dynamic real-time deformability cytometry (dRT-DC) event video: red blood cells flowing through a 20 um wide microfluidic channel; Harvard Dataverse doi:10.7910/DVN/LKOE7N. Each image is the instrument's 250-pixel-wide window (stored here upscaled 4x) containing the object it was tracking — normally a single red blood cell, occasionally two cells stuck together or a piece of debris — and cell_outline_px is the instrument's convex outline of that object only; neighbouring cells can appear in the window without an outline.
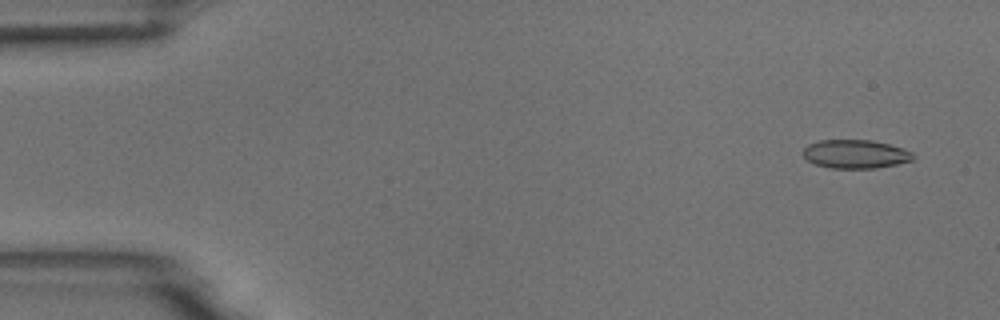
{"species": "common noctule bat (a hibernating species)", "species_latin": "Nyctalus noctula", "temperature_condition": "room temperature", "stored_images_in_passage": 10, "camera_frame_rate_fps": 3000, "um_per_image_px": 0.085, "animal": {"sex": "male", "body_mass_g": 18.8}, "frame": {"image": 1, "passage_image": 1, "time_ms": 0.0, "image_size_px": [1000, 320], "cell_outline_px": [[916, 156], [912, 160], [896, 164], [876, 168], [832, 168], [816, 164], [808, 160], [800, 152], [808, 144], [820, 140], [872, 140], [904, 148], [912, 152]], "centroid_in_image_um": [72.71, 13.09], "position_along_channel_um": 12.3, "area_um2": 18.38}}
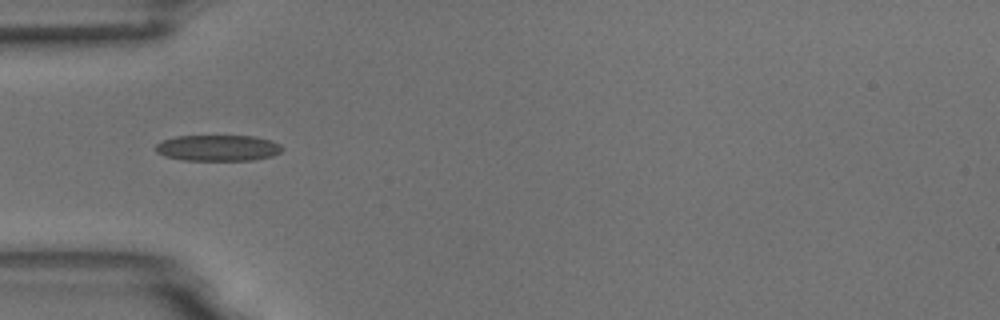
{"frame": {"image": 2, "passage_image": 5, "time_ms": 1.333, "image_size_px": [1000, 320], "cell_outline_px": [[284, 148], [280, 152], [272, 156], [252, 160], [180, 160], [164, 156], [156, 152], [156, 144], [160, 140], [176, 136], [256, 136], [272, 140], [280, 144]], "centroid_in_image_um": [18.51, 12.57], "position_along_channel_um": 66.5, "area_um2": 19.42}}
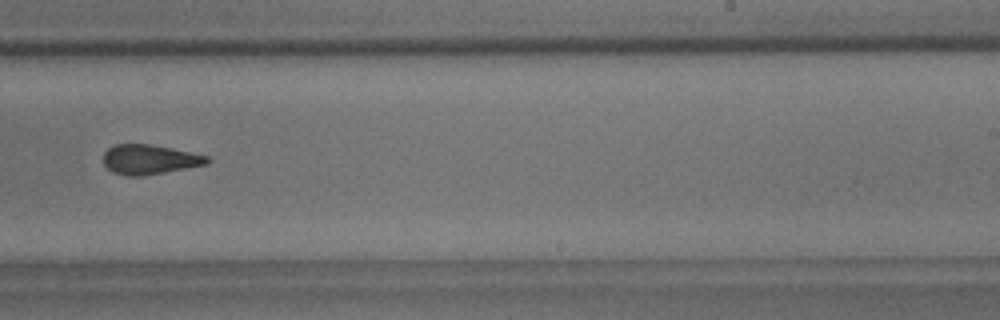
{"frame": {"image": 3, "passage_image": 10, "time_ms": 3.0, "image_size_px": [1000, 320], "cell_outline_px": [[212, 160], [208, 164], [144, 176], [128, 176], [112, 172], [104, 164], [104, 152], [108, 148], [116, 144], [148, 144], [172, 148], [208, 156]], "centroid_in_image_um": [12.72, 13.56], "position_along_channel_um": 276.3, "area_um2": 17.98}}